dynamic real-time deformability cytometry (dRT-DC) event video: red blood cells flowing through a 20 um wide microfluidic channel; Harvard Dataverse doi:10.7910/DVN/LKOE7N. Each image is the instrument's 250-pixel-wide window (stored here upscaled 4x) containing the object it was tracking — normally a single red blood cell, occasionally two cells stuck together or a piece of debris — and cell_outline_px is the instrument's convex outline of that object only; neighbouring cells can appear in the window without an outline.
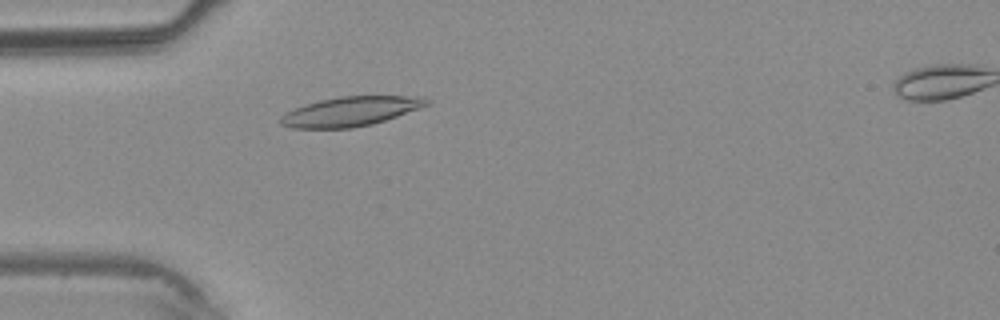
{"species": "common noctule bat (a hibernating species)", "species_latin": "Nyctalus noctula", "temperature_condition": "warm", "stored_images_in_passage": 4, "camera_frame_rate_fps": 3000, "um_per_image_px": 0.085, "animal": {"sex": "male", "body_mass_g": 20.4}, "frame": {"image": 1, "passage_image": 3, "time_ms": 2.333, "image_size_px": [1000, 320], "cell_outline_px": [[432, 100], [428, 104], [396, 116], [372, 124], [352, 128], [292, 128], [280, 124], [280, 116], [304, 104], [320, 100], [340, 96], [424, 96]], "centroid_in_image_um": [29.79, 9.46], "position_along_channel_um": 55.2, "area_um2": 24.85}}